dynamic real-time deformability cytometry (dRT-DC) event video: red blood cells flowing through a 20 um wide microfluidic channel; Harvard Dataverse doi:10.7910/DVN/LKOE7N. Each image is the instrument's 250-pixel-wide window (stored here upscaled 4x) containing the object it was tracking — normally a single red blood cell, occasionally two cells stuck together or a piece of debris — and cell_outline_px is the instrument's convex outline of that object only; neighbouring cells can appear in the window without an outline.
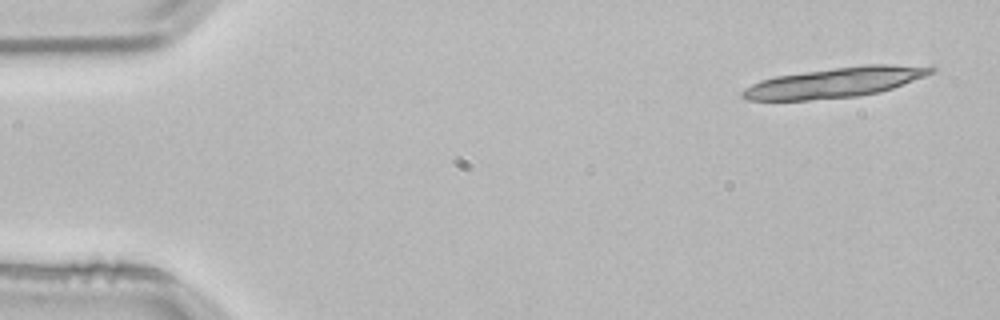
{"species": "common noctule bat (a hibernating species)", "species_latin": "Nyctalus noctula", "temperature_condition": "room temperature", "stored_images_in_passage": 4, "camera_frame_rate_fps": 3000, "um_per_image_px": 0.085, "animal": {"sex": "male", "body_mass_g": 21.5, "forearm_length_mm": 52.0}, "frame": {"image": 1, "passage_image": 1, "time_ms": 0.0, "image_size_px": [1000, 320], "cell_outline_px": [[936, 72], [892, 88], [880, 92], [856, 96], [808, 100], [748, 100], [740, 96], [740, 92], [744, 88], [760, 80], [776, 76], [832, 68], [864, 64], [936, 64]], "centroid_in_image_um": [71.08, 6.98], "position_along_channel_um": 13.9, "area_um2": 33.52}}
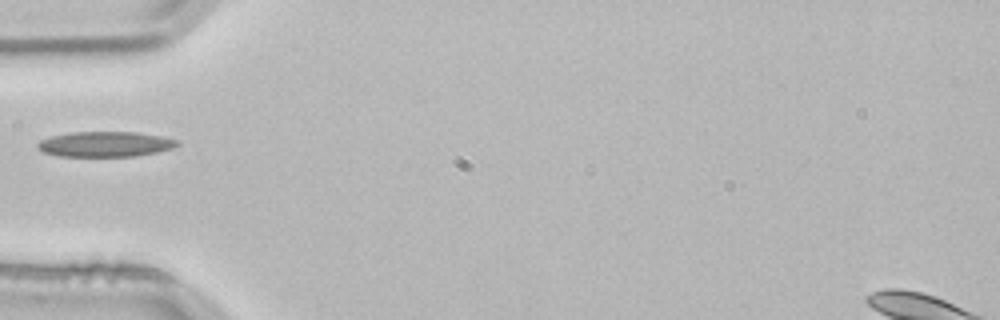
{"frame": {"image": 2, "passage_image": 4, "time_ms": 1.0, "image_size_px": [1000, 320], "cell_outline_px": [[180, 144], [172, 148], [156, 152], [136, 156], [60, 156], [44, 152], [36, 148], [36, 144], [40, 140], [52, 136], [72, 132], [136, 132], [160, 136], [180, 140]], "centroid_in_image_um": [8.95, 12.25], "position_along_channel_um": 76.1, "area_um2": 20.52}}